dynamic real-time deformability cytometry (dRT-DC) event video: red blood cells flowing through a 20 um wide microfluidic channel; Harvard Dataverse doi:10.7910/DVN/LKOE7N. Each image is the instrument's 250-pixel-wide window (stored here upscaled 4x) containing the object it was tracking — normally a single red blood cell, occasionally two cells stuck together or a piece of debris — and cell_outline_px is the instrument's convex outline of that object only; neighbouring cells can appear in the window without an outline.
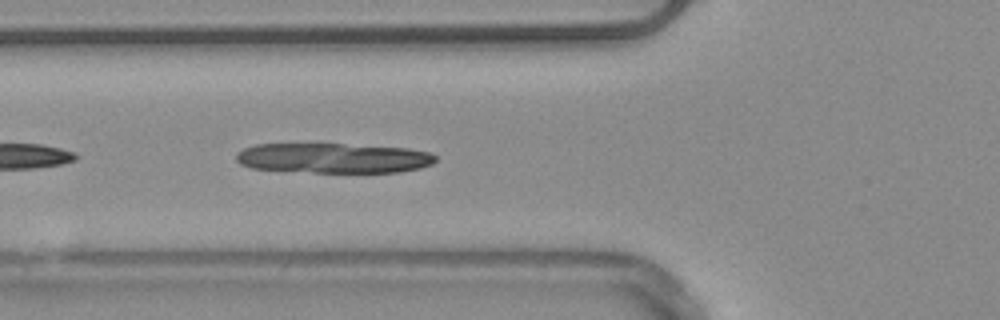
{"species": "common noctule bat (a hibernating species)", "species_latin": "Nyctalus noctula", "temperature_condition": "warm", "stored_images_in_passage": 31, "segment_of_instrument_passage": [2, 2], "camera_frame_rate_fps": 3000, "um_per_image_px": 0.085, "animal": {"sex": "male", "body_mass_g": 20.4}, "frame": {"image": 1, "passage_image": 15, "time_ms": 4.667, "image_size_px": [1000, 320], "cell_outline_px": [[432, 160], [424, 164], [412, 168], [384, 172], [328, 172], [320, 168], [360, 148], [392, 148], [420, 152], [432, 156]], "centroid_in_image_um": [32.12, 13.66], "position_along_channel_um": 93.7, "area_um2": 13.99}}